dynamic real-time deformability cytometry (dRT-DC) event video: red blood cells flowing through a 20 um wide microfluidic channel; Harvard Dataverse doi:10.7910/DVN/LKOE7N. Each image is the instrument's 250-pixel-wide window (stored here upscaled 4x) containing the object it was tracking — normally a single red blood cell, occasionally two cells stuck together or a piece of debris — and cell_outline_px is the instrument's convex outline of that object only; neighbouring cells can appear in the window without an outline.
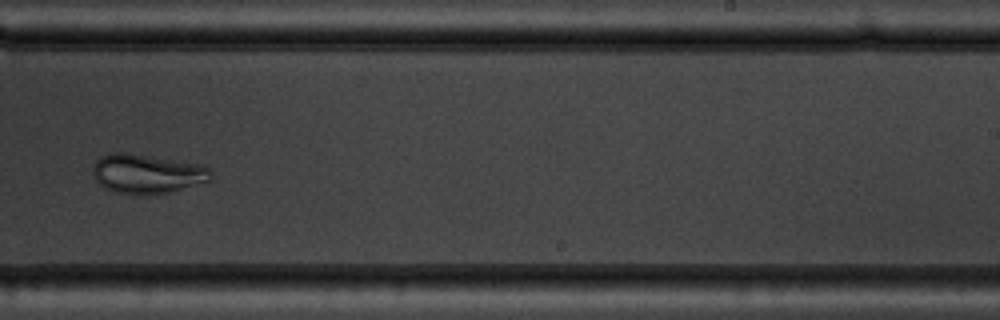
{"species": "common noctule bat (a hibernating species)", "species_latin": "Nyctalus noctula", "temperature_condition": "warm", "stored_images_in_passage": 9, "camera_frame_rate_fps": 3000, "um_per_image_px": 0.085, "animal": {"sex": "male", "body_mass_g": 19.5, "forearm_length_mm": 54.6}, "frame": {"image": 1, "passage_image": 9, "time_ms": 10.0, "image_size_px": [1000, 320], "cell_outline_px": [[212, 180], [172, 192], [144, 196], [140, 196], [116, 192], [100, 184], [92, 176], [92, 168], [96, 160], [100, 156], [112, 152], [124, 152], [204, 164], [212, 172]], "centroid_in_image_um": [12.52, 14.78], "position_along_channel_um": 276.5, "area_um2": 27.57}}